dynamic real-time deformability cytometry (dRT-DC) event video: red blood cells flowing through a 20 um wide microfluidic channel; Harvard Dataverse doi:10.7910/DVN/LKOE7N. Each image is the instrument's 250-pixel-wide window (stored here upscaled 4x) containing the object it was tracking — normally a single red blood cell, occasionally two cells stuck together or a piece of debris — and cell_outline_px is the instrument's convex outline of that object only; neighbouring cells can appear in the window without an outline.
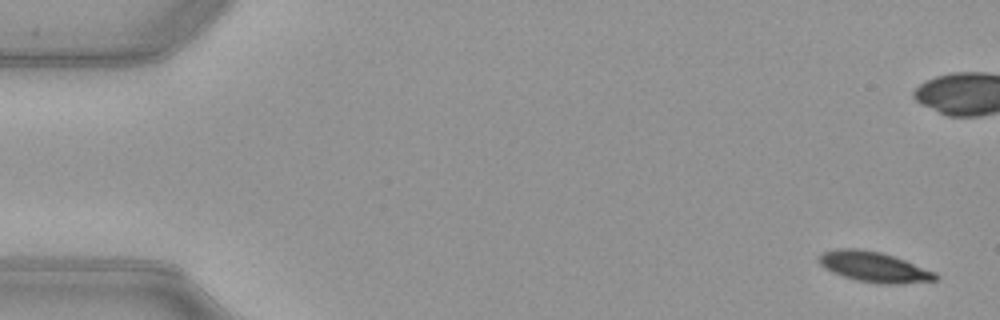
{"species": "common noctule bat (a hibernating species)", "species_latin": "Nyctalus noctula", "temperature_condition": "warm", "stored_images_in_passage": 53, "camera_frame_rate_fps": 3000, "um_per_image_px": 0.085, "animal": {"sex": "female", "body_mass_g": 21.9}, "frame": {"image": 1, "passage_image": 2, "time_ms": 0.333, "image_size_px": [1000, 320], "cell_outline_px": [[940, 276], [936, 280], [900, 284], [876, 284], [856, 280], [832, 272], [824, 268], [820, 264], [816, 256], [824, 252], [836, 248], [856, 248], [880, 252], [904, 260], [936, 272]], "centroid_in_image_um": [74.27, 22.69], "position_along_channel_um": 10.7, "area_um2": 20.69}}
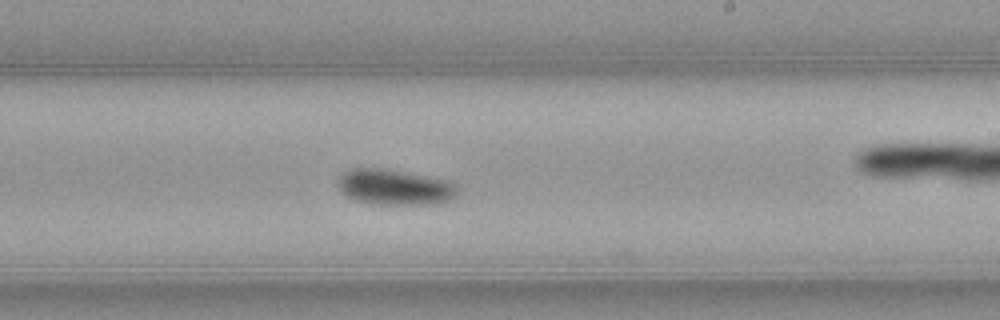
{"frame": {"image": 2, "passage_image": 31, "time_ms": 10.0, "image_size_px": [1000, 320], "cell_outline_px": [[456, 196], [452, 200], [432, 204], [372, 204], [356, 200], [340, 192], [336, 184], [340, 176], [344, 172], [352, 168], [384, 168], [428, 176], [448, 180], [456, 184]], "centroid_in_image_um": [33.53, 15.9], "position_along_channel_um": 255.5, "area_um2": 24.97}}
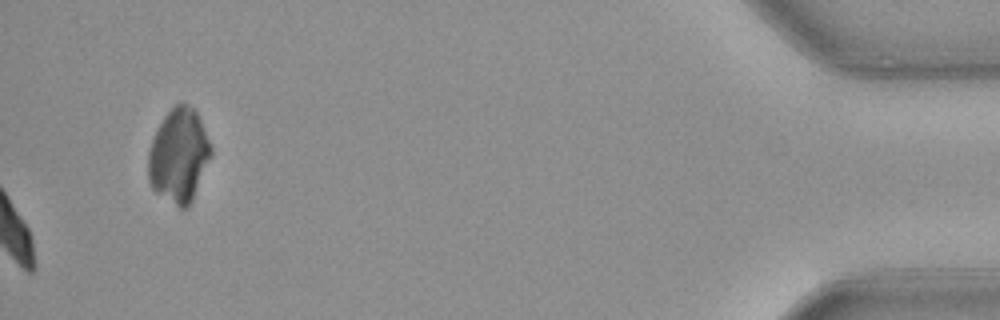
{"frame": {"image": 3, "passage_image": 53, "time_ms": 17.333, "image_size_px": [1000, 320], "cell_outline_px": [[212, 152], [192, 200], [188, 208], [180, 208], [156, 192], [152, 188], [148, 180], [148, 152], [156, 128], [164, 116], [180, 100], [192, 108], [196, 112], [200, 120], [212, 148]], "centroid_in_image_um": [15.17, 13.21], "position_along_channel_um": 420.0, "area_um2": 34.04}, "authors_computed_cell_mechanics": {"area_um2": 22.5998, "velocity_mm_per_s": 3.9596, "shape_relaxation_time_tau1_ms": 2.9514, "shape_relaxation_time_tau2_ms": null, "deformation_change_tau1": 0.1281, "deformation_change_tau2": null}}